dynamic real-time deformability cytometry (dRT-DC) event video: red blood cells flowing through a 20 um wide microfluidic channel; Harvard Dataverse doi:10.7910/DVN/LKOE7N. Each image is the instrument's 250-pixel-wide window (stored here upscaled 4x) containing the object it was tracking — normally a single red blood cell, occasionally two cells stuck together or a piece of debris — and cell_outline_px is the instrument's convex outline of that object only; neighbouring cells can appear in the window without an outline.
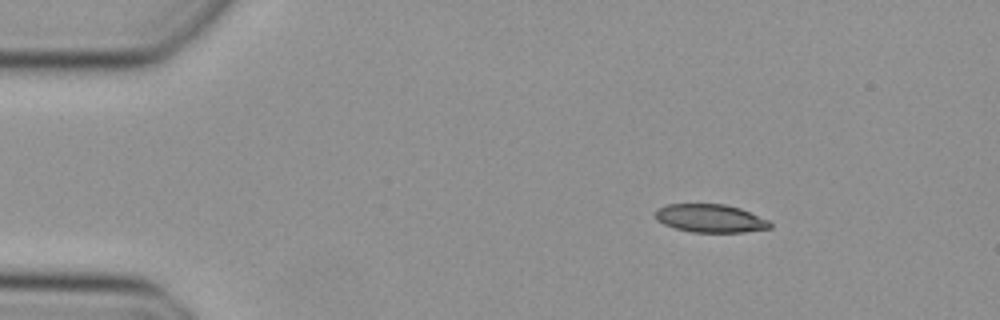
{"species": "Egyptian fruit bat (a non-hibernating species)", "species_latin": "Rousettus aegyptiacus", "temperature_condition": "cold", "stored_images_in_passage": 39, "camera_frame_rate_fps": 3000, "um_per_image_px": 0.085, "animal": {"sex": "female"}, "frame": {"image": 1, "passage_image": 1, "time_ms": 0.0, "image_size_px": [1000, 320], "cell_outline_px": [[772, 228], [740, 232], [692, 232], [676, 228], [664, 224], [656, 216], [656, 208], [668, 204], [724, 204], [740, 208], [768, 220], [772, 224]], "centroid_in_image_um": [60.4, 18.55], "position_along_channel_um": 24.6, "area_um2": 18.61}}
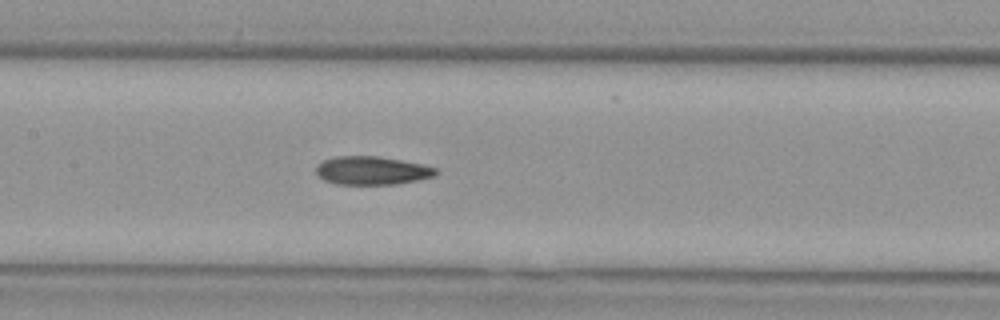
{"frame": {"image": 2, "passage_image": 17, "time_ms": 5.333, "image_size_px": [1000, 320], "cell_outline_px": [[440, 172], [432, 176], [416, 180], [396, 184], [340, 184], [324, 180], [316, 172], [316, 164], [324, 160], [340, 156], [376, 156], [424, 164], [436, 168]], "centroid_in_image_um": [31.62, 14.49], "position_along_channel_um": 175.8, "area_um2": 19.59}}
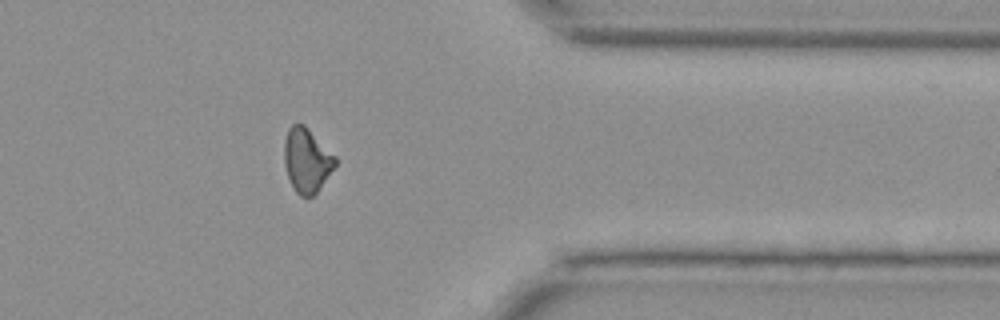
{"frame": {"image": 3, "passage_image": 33, "time_ms": 10.667, "image_size_px": [1000, 320], "cell_outline_px": [[336, 164], [316, 192], [312, 196], [300, 196], [296, 192], [288, 176], [284, 164], [284, 144], [288, 128], [292, 124], [304, 124], [336, 156]], "centroid_in_image_um": [26.06, 13.6], "position_along_channel_um": 385.3, "area_um2": 18.79}}